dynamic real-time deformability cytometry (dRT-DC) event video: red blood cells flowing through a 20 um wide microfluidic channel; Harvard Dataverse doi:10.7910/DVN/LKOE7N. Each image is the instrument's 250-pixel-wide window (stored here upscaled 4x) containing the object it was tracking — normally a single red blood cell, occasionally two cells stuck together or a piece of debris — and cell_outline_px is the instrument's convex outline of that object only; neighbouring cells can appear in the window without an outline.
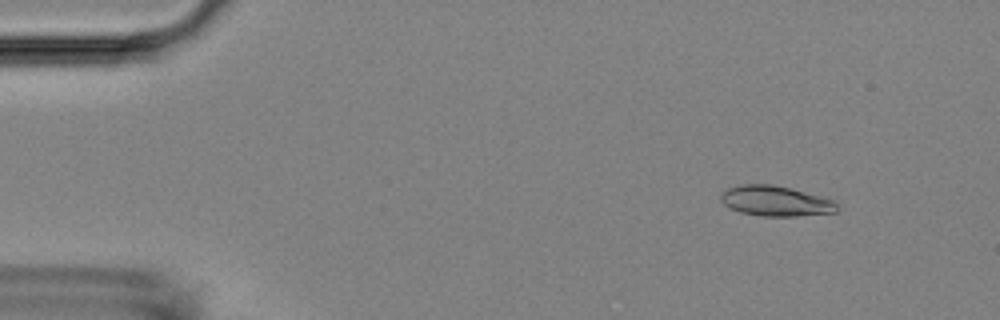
{"species": "Egyptian fruit bat (a non-hibernating species)", "species_latin": "Rousettus aegyptiacus", "temperature_condition": "room temperature", "stored_images_in_passage": 53, "camera_frame_rate_fps": 3000, "um_per_image_px": 0.085, "animal": {"sex": "female"}, "frame": {"image": 1, "passage_image": 6, "time_ms": 1.667, "image_size_px": [1000, 320], "cell_outline_px": [[840, 208], [836, 212], [796, 216], [760, 216], [740, 212], [728, 208], [720, 200], [720, 192], [728, 188], [740, 184], [772, 184], [792, 188], [820, 196], [832, 200]], "centroid_in_image_um": [65.88, 17.08], "position_along_channel_um": 19.1, "area_um2": 20.69}}
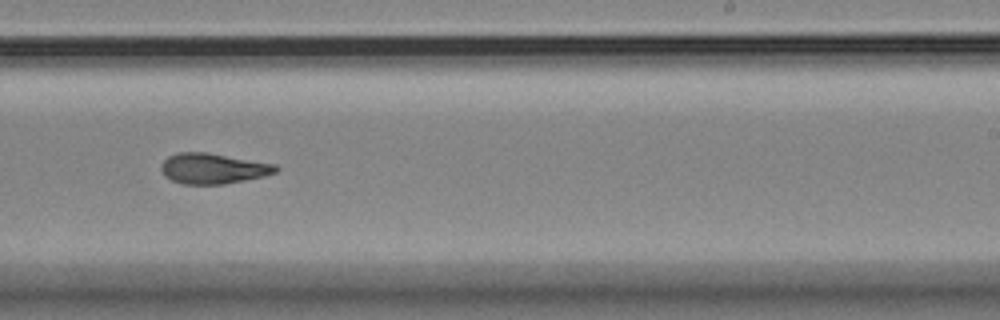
{"frame": {"image": 2, "passage_image": 33, "time_ms": 10.667, "image_size_px": [1000, 320], "cell_outline_px": [[280, 168], [276, 172], [264, 176], [224, 184], [180, 184], [164, 176], [160, 168], [160, 164], [168, 156], [180, 152], [208, 152], [276, 164]], "centroid_in_image_um": [18.09, 14.32], "position_along_channel_um": 270.9, "area_um2": 20.52}}
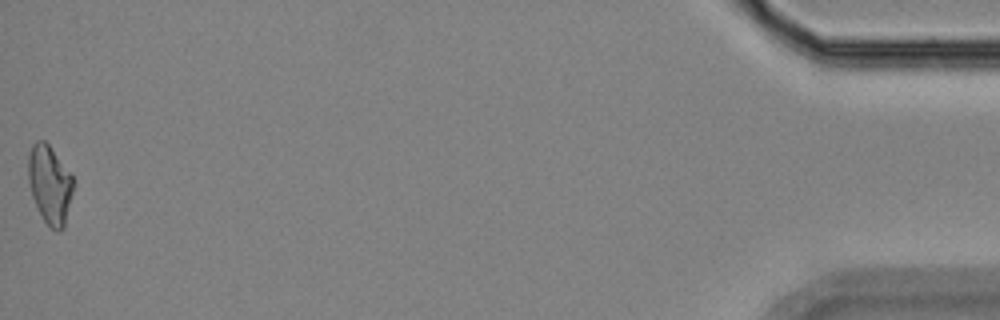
{"frame": {"image": 3, "passage_image": 53, "time_ms": 17.333, "image_size_px": [1000, 320], "cell_outline_px": [[72, 192], [64, 228], [60, 232], [56, 232], [44, 220], [32, 196], [28, 180], [28, 156], [32, 144], [36, 140], [44, 140], [48, 144], [72, 176]], "centroid_in_image_um": [4.21, 15.68], "position_along_channel_um": 431.0, "area_um2": 20.17}, "authors_computed_cell_mechanics": {"area_um2": 20.519, "velocity_mm_per_s": 3.7876, "shape_relaxation_time_tau1_ms": 5.9418, "shape_relaxation_time_tau2_ms": 2.5924, "deformation_change_tau1": 0.189, "deformation_change_tau2": 0.1003}}